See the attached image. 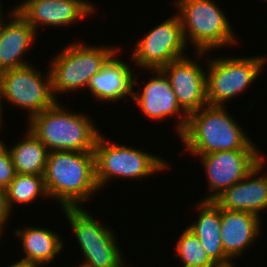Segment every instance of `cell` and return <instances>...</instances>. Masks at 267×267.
<instances>
[{
	"mask_svg": "<svg viewBox=\"0 0 267 267\" xmlns=\"http://www.w3.org/2000/svg\"><path fill=\"white\" fill-rule=\"evenodd\" d=\"M44 183L49 198L63 207H81L99 187L94 151L55 150L48 153Z\"/></svg>",
	"mask_w": 267,
	"mask_h": 267,
	"instance_id": "6da1fadb",
	"label": "cell"
},
{
	"mask_svg": "<svg viewBox=\"0 0 267 267\" xmlns=\"http://www.w3.org/2000/svg\"><path fill=\"white\" fill-rule=\"evenodd\" d=\"M225 107L207 104L188 116L180 138L190 154L196 157L218 151L257 149Z\"/></svg>",
	"mask_w": 267,
	"mask_h": 267,
	"instance_id": "7a4b0ae2",
	"label": "cell"
},
{
	"mask_svg": "<svg viewBox=\"0 0 267 267\" xmlns=\"http://www.w3.org/2000/svg\"><path fill=\"white\" fill-rule=\"evenodd\" d=\"M57 100L51 107L33 116L29 122L32 133L48 151H94L100 131L88 115L70 112Z\"/></svg>",
	"mask_w": 267,
	"mask_h": 267,
	"instance_id": "3957f363",
	"label": "cell"
},
{
	"mask_svg": "<svg viewBox=\"0 0 267 267\" xmlns=\"http://www.w3.org/2000/svg\"><path fill=\"white\" fill-rule=\"evenodd\" d=\"M174 3L184 39L193 43L198 60L210 50L236 43L228 17L213 0H175Z\"/></svg>",
	"mask_w": 267,
	"mask_h": 267,
	"instance_id": "277c9868",
	"label": "cell"
},
{
	"mask_svg": "<svg viewBox=\"0 0 267 267\" xmlns=\"http://www.w3.org/2000/svg\"><path fill=\"white\" fill-rule=\"evenodd\" d=\"M121 48L90 46L81 42L64 47L50 66L52 93L77 91L88 86L90 78L101 71L108 59Z\"/></svg>",
	"mask_w": 267,
	"mask_h": 267,
	"instance_id": "5b68a950",
	"label": "cell"
},
{
	"mask_svg": "<svg viewBox=\"0 0 267 267\" xmlns=\"http://www.w3.org/2000/svg\"><path fill=\"white\" fill-rule=\"evenodd\" d=\"M94 153L96 182L100 190L113 177L137 180L171 167L152 153L110 142L101 133L96 139Z\"/></svg>",
	"mask_w": 267,
	"mask_h": 267,
	"instance_id": "8992f818",
	"label": "cell"
},
{
	"mask_svg": "<svg viewBox=\"0 0 267 267\" xmlns=\"http://www.w3.org/2000/svg\"><path fill=\"white\" fill-rule=\"evenodd\" d=\"M62 210L78 240L86 267H128L123 262L117 238L112 229L100 224L84 207ZM125 264V265H124Z\"/></svg>",
	"mask_w": 267,
	"mask_h": 267,
	"instance_id": "52a82bcc",
	"label": "cell"
},
{
	"mask_svg": "<svg viewBox=\"0 0 267 267\" xmlns=\"http://www.w3.org/2000/svg\"><path fill=\"white\" fill-rule=\"evenodd\" d=\"M267 57H220L209 60L206 71L208 105L224 106L243 93L263 69Z\"/></svg>",
	"mask_w": 267,
	"mask_h": 267,
	"instance_id": "ba28073f",
	"label": "cell"
},
{
	"mask_svg": "<svg viewBox=\"0 0 267 267\" xmlns=\"http://www.w3.org/2000/svg\"><path fill=\"white\" fill-rule=\"evenodd\" d=\"M4 99L27 110L28 120L51 107L57 100L52 93L49 68L44 74L28 64L1 72L0 105H3Z\"/></svg>",
	"mask_w": 267,
	"mask_h": 267,
	"instance_id": "9c48e42d",
	"label": "cell"
},
{
	"mask_svg": "<svg viewBox=\"0 0 267 267\" xmlns=\"http://www.w3.org/2000/svg\"><path fill=\"white\" fill-rule=\"evenodd\" d=\"M187 46L183 36L182 24L178 14L171 16L143 38L137 41L132 61L135 65L146 70L161 69L172 61L186 57Z\"/></svg>",
	"mask_w": 267,
	"mask_h": 267,
	"instance_id": "30bf717a",
	"label": "cell"
},
{
	"mask_svg": "<svg viewBox=\"0 0 267 267\" xmlns=\"http://www.w3.org/2000/svg\"><path fill=\"white\" fill-rule=\"evenodd\" d=\"M257 150L235 149L197 156L201 158L211 191L203 201H212L223 190L241 181L257 167L264 160L261 151Z\"/></svg>",
	"mask_w": 267,
	"mask_h": 267,
	"instance_id": "8fae6325",
	"label": "cell"
},
{
	"mask_svg": "<svg viewBox=\"0 0 267 267\" xmlns=\"http://www.w3.org/2000/svg\"><path fill=\"white\" fill-rule=\"evenodd\" d=\"M196 60L186 56L160 69L168 78L178 105L187 116L208 104L206 70Z\"/></svg>",
	"mask_w": 267,
	"mask_h": 267,
	"instance_id": "7c38bea8",
	"label": "cell"
},
{
	"mask_svg": "<svg viewBox=\"0 0 267 267\" xmlns=\"http://www.w3.org/2000/svg\"><path fill=\"white\" fill-rule=\"evenodd\" d=\"M88 0H25L15 10L38 32L39 26H67L92 15Z\"/></svg>",
	"mask_w": 267,
	"mask_h": 267,
	"instance_id": "4fadbf2b",
	"label": "cell"
},
{
	"mask_svg": "<svg viewBox=\"0 0 267 267\" xmlns=\"http://www.w3.org/2000/svg\"><path fill=\"white\" fill-rule=\"evenodd\" d=\"M148 71L154 73L155 76L146 82L144 88L141 89L140 87L142 93L137 94V91L133 89L132 99L139 105L143 114L152 120H164L169 116L178 115L180 119H177L179 121L177 122L176 131L180 137L186 129L188 116L179 107L166 75L160 69Z\"/></svg>",
	"mask_w": 267,
	"mask_h": 267,
	"instance_id": "5bb4252c",
	"label": "cell"
},
{
	"mask_svg": "<svg viewBox=\"0 0 267 267\" xmlns=\"http://www.w3.org/2000/svg\"><path fill=\"white\" fill-rule=\"evenodd\" d=\"M263 163L264 160L241 181L223 190L212 201L225 210L251 212L261 217V211L267 209V174L259 177Z\"/></svg>",
	"mask_w": 267,
	"mask_h": 267,
	"instance_id": "9a60e30c",
	"label": "cell"
},
{
	"mask_svg": "<svg viewBox=\"0 0 267 267\" xmlns=\"http://www.w3.org/2000/svg\"><path fill=\"white\" fill-rule=\"evenodd\" d=\"M10 18L11 21H3L0 26V73L29 64L22 58L37 34L15 9L10 11Z\"/></svg>",
	"mask_w": 267,
	"mask_h": 267,
	"instance_id": "2e32d148",
	"label": "cell"
},
{
	"mask_svg": "<svg viewBox=\"0 0 267 267\" xmlns=\"http://www.w3.org/2000/svg\"><path fill=\"white\" fill-rule=\"evenodd\" d=\"M115 52L103 65L101 71L90 78L88 90L100 101L113 102L132 96L137 79L133 76L129 64L117 59ZM135 84V85H134Z\"/></svg>",
	"mask_w": 267,
	"mask_h": 267,
	"instance_id": "e0dca14e",
	"label": "cell"
},
{
	"mask_svg": "<svg viewBox=\"0 0 267 267\" xmlns=\"http://www.w3.org/2000/svg\"><path fill=\"white\" fill-rule=\"evenodd\" d=\"M261 223L260 217L254 213L221 208L220 233L224 253L231 260L245 253V249L260 236Z\"/></svg>",
	"mask_w": 267,
	"mask_h": 267,
	"instance_id": "ac0fdd59",
	"label": "cell"
},
{
	"mask_svg": "<svg viewBox=\"0 0 267 267\" xmlns=\"http://www.w3.org/2000/svg\"><path fill=\"white\" fill-rule=\"evenodd\" d=\"M200 211L197 221L187 228L194 233L209 257L218 266H230L234 263L224 253L221 241V208L213 201H199Z\"/></svg>",
	"mask_w": 267,
	"mask_h": 267,
	"instance_id": "d6986e66",
	"label": "cell"
},
{
	"mask_svg": "<svg viewBox=\"0 0 267 267\" xmlns=\"http://www.w3.org/2000/svg\"><path fill=\"white\" fill-rule=\"evenodd\" d=\"M25 256L22 259L29 261L36 267L47 265L54 261L56 255L64 248V243L57 233L35 226L16 229Z\"/></svg>",
	"mask_w": 267,
	"mask_h": 267,
	"instance_id": "ffe728a7",
	"label": "cell"
},
{
	"mask_svg": "<svg viewBox=\"0 0 267 267\" xmlns=\"http://www.w3.org/2000/svg\"><path fill=\"white\" fill-rule=\"evenodd\" d=\"M25 133L23 140L8 148L15 172L43 176L49 151L29 128Z\"/></svg>",
	"mask_w": 267,
	"mask_h": 267,
	"instance_id": "44dd1931",
	"label": "cell"
},
{
	"mask_svg": "<svg viewBox=\"0 0 267 267\" xmlns=\"http://www.w3.org/2000/svg\"><path fill=\"white\" fill-rule=\"evenodd\" d=\"M6 194L10 210H13V204L26 205L34 202L39 196L49 198L44 183V176L29 174L16 173L14 179L6 188Z\"/></svg>",
	"mask_w": 267,
	"mask_h": 267,
	"instance_id": "7402d4cb",
	"label": "cell"
},
{
	"mask_svg": "<svg viewBox=\"0 0 267 267\" xmlns=\"http://www.w3.org/2000/svg\"><path fill=\"white\" fill-rule=\"evenodd\" d=\"M175 257L180 258L183 267H219L204 250L198 237L188 228L183 230L176 242Z\"/></svg>",
	"mask_w": 267,
	"mask_h": 267,
	"instance_id": "603a6c76",
	"label": "cell"
},
{
	"mask_svg": "<svg viewBox=\"0 0 267 267\" xmlns=\"http://www.w3.org/2000/svg\"><path fill=\"white\" fill-rule=\"evenodd\" d=\"M16 175L6 144L0 140V187L7 188Z\"/></svg>",
	"mask_w": 267,
	"mask_h": 267,
	"instance_id": "cb8c5ba5",
	"label": "cell"
},
{
	"mask_svg": "<svg viewBox=\"0 0 267 267\" xmlns=\"http://www.w3.org/2000/svg\"><path fill=\"white\" fill-rule=\"evenodd\" d=\"M11 210L9 209L7 203V194L6 189L0 187V225L4 228L5 224H7V220L11 215Z\"/></svg>",
	"mask_w": 267,
	"mask_h": 267,
	"instance_id": "d4e9b609",
	"label": "cell"
},
{
	"mask_svg": "<svg viewBox=\"0 0 267 267\" xmlns=\"http://www.w3.org/2000/svg\"><path fill=\"white\" fill-rule=\"evenodd\" d=\"M7 267H36V266L25 259H20L19 261L17 260L15 263H12Z\"/></svg>",
	"mask_w": 267,
	"mask_h": 267,
	"instance_id": "484cf974",
	"label": "cell"
},
{
	"mask_svg": "<svg viewBox=\"0 0 267 267\" xmlns=\"http://www.w3.org/2000/svg\"><path fill=\"white\" fill-rule=\"evenodd\" d=\"M2 4H1V2H0V26H1V23L3 22V20H5V19H3L4 17H2L3 16V12L1 11L2 10Z\"/></svg>",
	"mask_w": 267,
	"mask_h": 267,
	"instance_id": "4316f807",
	"label": "cell"
},
{
	"mask_svg": "<svg viewBox=\"0 0 267 267\" xmlns=\"http://www.w3.org/2000/svg\"><path fill=\"white\" fill-rule=\"evenodd\" d=\"M3 107L0 105V126L2 125V113H3ZM1 128V127H0Z\"/></svg>",
	"mask_w": 267,
	"mask_h": 267,
	"instance_id": "83f0119b",
	"label": "cell"
},
{
	"mask_svg": "<svg viewBox=\"0 0 267 267\" xmlns=\"http://www.w3.org/2000/svg\"><path fill=\"white\" fill-rule=\"evenodd\" d=\"M3 229H5V228H3L1 225H0V238H1V234H3L2 232L4 231Z\"/></svg>",
	"mask_w": 267,
	"mask_h": 267,
	"instance_id": "f1b7e54d",
	"label": "cell"
},
{
	"mask_svg": "<svg viewBox=\"0 0 267 267\" xmlns=\"http://www.w3.org/2000/svg\"><path fill=\"white\" fill-rule=\"evenodd\" d=\"M219 267H235V265H230V266H219Z\"/></svg>",
	"mask_w": 267,
	"mask_h": 267,
	"instance_id": "f546056e",
	"label": "cell"
}]
</instances>
